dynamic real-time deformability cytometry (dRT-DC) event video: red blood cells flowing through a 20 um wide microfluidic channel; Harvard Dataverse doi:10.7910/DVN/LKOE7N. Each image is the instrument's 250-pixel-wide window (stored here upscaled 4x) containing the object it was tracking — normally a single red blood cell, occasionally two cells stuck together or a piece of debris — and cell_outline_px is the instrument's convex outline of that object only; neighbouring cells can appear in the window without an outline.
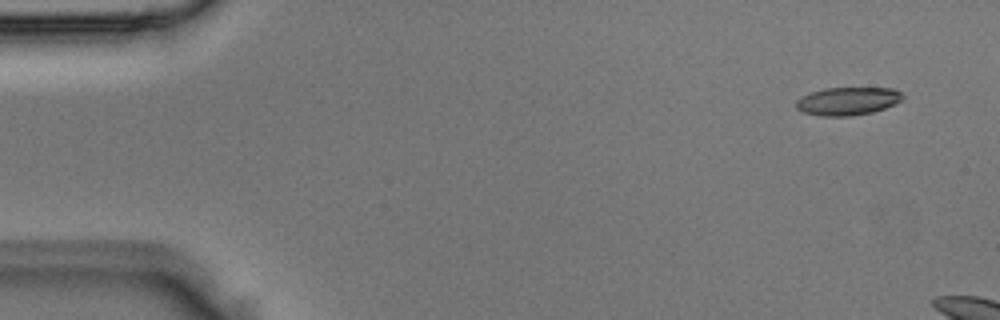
{"species": "Egyptian fruit bat (a non-hibernating species)", "species_latin": "Rousettus aegyptiacus", "temperature_condition": "room temperature", "stored_images_in_passage": 3, "camera_frame_rate_fps": 3000, "um_per_image_px": 0.085, "animal": {"sex": "male"}, "frame": {"image": 1, "passage_image": 1, "time_ms": 0.0, "image_size_px": [1000, 320], "cell_outline_px": [[904, 96], [896, 104], [872, 112], [848, 116], [820, 116], [804, 112], [796, 108], [796, 100], [800, 96], [824, 88], [896, 88]], "centroid_in_image_um": [72.04, 8.59], "position_along_channel_um": 13.0, "area_um2": 17.4}}